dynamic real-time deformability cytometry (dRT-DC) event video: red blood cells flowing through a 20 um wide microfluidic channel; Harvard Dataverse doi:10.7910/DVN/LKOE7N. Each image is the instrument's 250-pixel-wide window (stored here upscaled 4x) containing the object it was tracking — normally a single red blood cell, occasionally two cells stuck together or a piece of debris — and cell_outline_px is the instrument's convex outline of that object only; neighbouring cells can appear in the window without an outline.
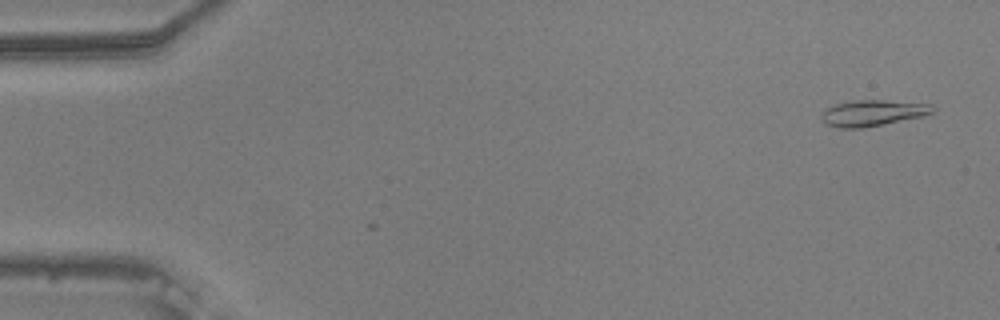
{"species": "common noctule bat (a hibernating species)", "species_latin": "Nyctalus noctula", "temperature_condition": "warm", "stored_images_in_passage": 3, "camera_frame_rate_fps": 3000, "um_per_image_px": 0.085, "animal": {"sex": "male", "body_mass_g": 20.5, "forearm_length_mm": 52.5}, "frame": {"image": 1, "passage_image": 3, "time_ms": 0.667, "image_size_px": [1000, 320], "cell_outline_px": [[936, 108], [932, 112], [924, 116], [860, 128], [836, 128], [824, 124], [820, 120], [820, 116], [828, 108], [836, 104], [856, 100], [884, 100], [932, 104]], "centroid_in_image_um": [74.17, 9.61], "position_along_channel_um": 10.8, "area_um2": 16.82}}